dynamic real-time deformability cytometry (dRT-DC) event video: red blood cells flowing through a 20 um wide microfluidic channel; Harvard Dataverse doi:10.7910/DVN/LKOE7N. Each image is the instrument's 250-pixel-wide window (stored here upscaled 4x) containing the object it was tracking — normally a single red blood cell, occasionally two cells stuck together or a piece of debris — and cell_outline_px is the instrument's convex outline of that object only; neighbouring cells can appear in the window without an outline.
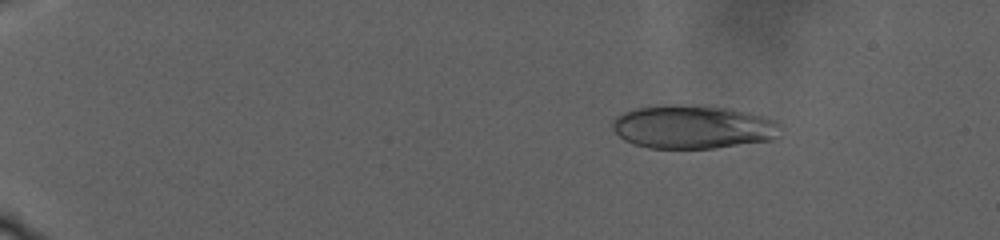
{"species": "human", "species_latin": "Homo sapiens", "temperature_condition": "warm", "stored_images_in_passage": 91, "camera_frame_rate_fps": 3000, "um_per_image_px": 0.085, "donor": {"sex": "male"}, "frame": {"image": 1, "passage_image": 13, "time_ms": 5.333, "image_size_px": [1000, 240], "cell_outline_px": [[780, 124], [776, 136], [772, 140], [716, 148], [648, 148], [632, 144], [624, 140], [612, 128], [612, 120], [616, 116], [624, 112], [636, 108], [656, 104], [712, 104], [748, 112], [764, 116], [776, 120]], "centroid_in_image_um": [58.88, 10.76], "position_along_channel_um": 26.1, "area_um2": 43.47}}
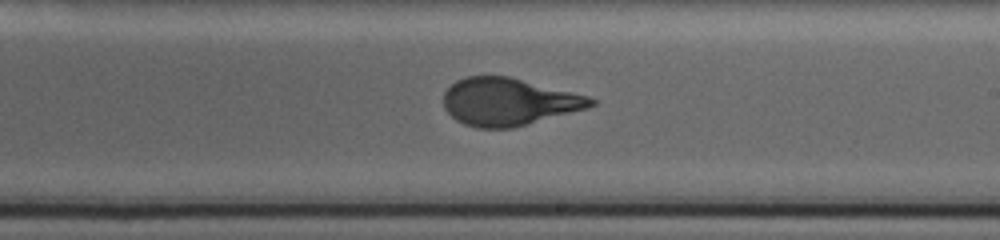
{"frame": {"image": 2, "passage_image": 58, "time_ms": 21.333, "image_size_px": [1000, 240], "cell_outline_px": [[596, 104], [588, 108], [512, 128], [476, 128], [464, 124], [456, 120], [444, 108], [444, 92], [456, 80], [464, 76], [508, 76], [588, 96], [596, 100]], "centroid_in_image_um": [43.21, 8.65], "position_along_channel_um": 245.8, "area_um2": 40.58}}
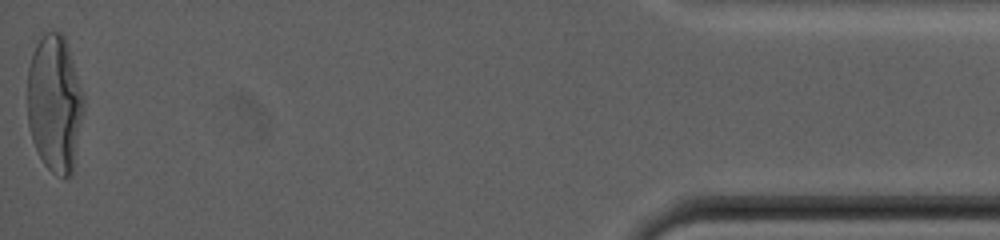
{"frame": {"image": 3, "passage_image": 91, "time_ms": 33.0, "image_size_px": [1000, 240], "cell_outline_px": [[84, 108], [72, 176], [64, 180], [52, 172], [44, 164], [32, 140], [28, 124], [28, 68], [32, 52], [36, 44], [44, 32], [60, 32], [64, 36], [84, 96]], "centroid_in_image_um": [4.65, 8.84], "position_along_channel_um": 430.5, "area_um2": 45.03}, "authors_computed_cell_mechanics": {"area_um2": 41.7894, "velocity_mm_per_s": 2.2041, "shape_relaxation_time_tau1_ms": 8.8134, "shape_relaxation_time_tau2_ms": null, "deformation_change_tau1": 0.2651, "deformation_change_tau2": null}}